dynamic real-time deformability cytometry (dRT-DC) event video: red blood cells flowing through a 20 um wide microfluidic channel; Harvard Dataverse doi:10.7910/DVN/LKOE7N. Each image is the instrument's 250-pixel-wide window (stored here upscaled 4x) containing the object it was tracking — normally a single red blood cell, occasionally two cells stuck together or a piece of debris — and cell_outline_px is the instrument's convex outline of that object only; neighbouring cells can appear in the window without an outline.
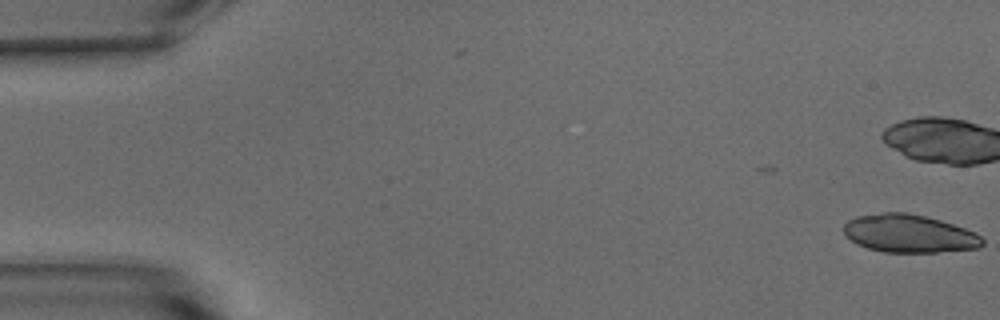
{"species": "common noctule bat (a hibernating species)", "species_latin": "Nyctalus noctula", "temperature_condition": "warm", "stored_images_in_passage": 2, "camera_frame_rate_fps": 3000, "um_per_image_px": 0.085, "animal": {"sex": "male", "body_mass_g": 15.6}, "frame": {"image": 1, "passage_image": 2, "time_ms": 0.333, "image_size_px": [1000, 320], "cell_outline_px": [[984, 244], [980, 248], [936, 252], [884, 252], [868, 248], [856, 244], [844, 232], [844, 224], [848, 220], [856, 216], [884, 212], [904, 212], [924, 216], [940, 220], [964, 228], [980, 236], [984, 240]], "centroid_in_image_um": [77.27, 19.85], "position_along_channel_um": 7.7, "area_um2": 30.52}}